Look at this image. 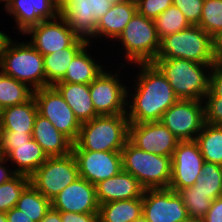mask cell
Instances as JSON below:
<instances>
[{"label":"cell","mask_w":222,"mask_h":222,"mask_svg":"<svg viewBox=\"0 0 222 222\" xmlns=\"http://www.w3.org/2000/svg\"><path fill=\"white\" fill-rule=\"evenodd\" d=\"M55 9L59 12V14L67 8L74 0H51Z\"/></svg>","instance_id":"cell-48"},{"label":"cell","mask_w":222,"mask_h":222,"mask_svg":"<svg viewBox=\"0 0 222 222\" xmlns=\"http://www.w3.org/2000/svg\"><path fill=\"white\" fill-rule=\"evenodd\" d=\"M30 184V177L16 174L9 181L0 185V211L8 212L16 207L23 190Z\"/></svg>","instance_id":"cell-34"},{"label":"cell","mask_w":222,"mask_h":222,"mask_svg":"<svg viewBox=\"0 0 222 222\" xmlns=\"http://www.w3.org/2000/svg\"><path fill=\"white\" fill-rule=\"evenodd\" d=\"M205 96L222 97V68L216 63L213 65L210 74L209 91Z\"/></svg>","instance_id":"cell-41"},{"label":"cell","mask_w":222,"mask_h":222,"mask_svg":"<svg viewBox=\"0 0 222 222\" xmlns=\"http://www.w3.org/2000/svg\"><path fill=\"white\" fill-rule=\"evenodd\" d=\"M107 1H109L111 4H120L127 1H135V0H107Z\"/></svg>","instance_id":"cell-51"},{"label":"cell","mask_w":222,"mask_h":222,"mask_svg":"<svg viewBox=\"0 0 222 222\" xmlns=\"http://www.w3.org/2000/svg\"><path fill=\"white\" fill-rule=\"evenodd\" d=\"M195 141L205 162L222 166V125L205 123Z\"/></svg>","instance_id":"cell-29"},{"label":"cell","mask_w":222,"mask_h":222,"mask_svg":"<svg viewBox=\"0 0 222 222\" xmlns=\"http://www.w3.org/2000/svg\"><path fill=\"white\" fill-rule=\"evenodd\" d=\"M128 140L137 148L172 157L179 139L160 121L130 123Z\"/></svg>","instance_id":"cell-15"},{"label":"cell","mask_w":222,"mask_h":222,"mask_svg":"<svg viewBox=\"0 0 222 222\" xmlns=\"http://www.w3.org/2000/svg\"><path fill=\"white\" fill-rule=\"evenodd\" d=\"M24 34H30L28 42L43 56L70 47L79 38L60 14L30 27Z\"/></svg>","instance_id":"cell-14"},{"label":"cell","mask_w":222,"mask_h":222,"mask_svg":"<svg viewBox=\"0 0 222 222\" xmlns=\"http://www.w3.org/2000/svg\"><path fill=\"white\" fill-rule=\"evenodd\" d=\"M88 43V41L78 38L70 47L43 56L46 87L54 86L57 82H60L64 78L66 70L72 59Z\"/></svg>","instance_id":"cell-26"},{"label":"cell","mask_w":222,"mask_h":222,"mask_svg":"<svg viewBox=\"0 0 222 222\" xmlns=\"http://www.w3.org/2000/svg\"><path fill=\"white\" fill-rule=\"evenodd\" d=\"M5 163L9 162L5 158L0 157V185L16 175L12 168L10 169L9 166H5Z\"/></svg>","instance_id":"cell-45"},{"label":"cell","mask_w":222,"mask_h":222,"mask_svg":"<svg viewBox=\"0 0 222 222\" xmlns=\"http://www.w3.org/2000/svg\"><path fill=\"white\" fill-rule=\"evenodd\" d=\"M184 222H203L202 220H199V219H188Z\"/></svg>","instance_id":"cell-54"},{"label":"cell","mask_w":222,"mask_h":222,"mask_svg":"<svg viewBox=\"0 0 222 222\" xmlns=\"http://www.w3.org/2000/svg\"><path fill=\"white\" fill-rule=\"evenodd\" d=\"M5 13L13 17L15 28L23 36L30 27L59 15L51 0H12Z\"/></svg>","instance_id":"cell-19"},{"label":"cell","mask_w":222,"mask_h":222,"mask_svg":"<svg viewBox=\"0 0 222 222\" xmlns=\"http://www.w3.org/2000/svg\"><path fill=\"white\" fill-rule=\"evenodd\" d=\"M78 177V164L71 152L65 156L49 157L30 176V183L51 201Z\"/></svg>","instance_id":"cell-8"},{"label":"cell","mask_w":222,"mask_h":222,"mask_svg":"<svg viewBox=\"0 0 222 222\" xmlns=\"http://www.w3.org/2000/svg\"><path fill=\"white\" fill-rule=\"evenodd\" d=\"M205 123L222 125V97L205 96L203 99Z\"/></svg>","instance_id":"cell-39"},{"label":"cell","mask_w":222,"mask_h":222,"mask_svg":"<svg viewBox=\"0 0 222 222\" xmlns=\"http://www.w3.org/2000/svg\"><path fill=\"white\" fill-rule=\"evenodd\" d=\"M38 114L47 118L54 127L73 143L77 140L81 123L54 86L33 91Z\"/></svg>","instance_id":"cell-10"},{"label":"cell","mask_w":222,"mask_h":222,"mask_svg":"<svg viewBox=\"0 0 222 222\" xmlns=\"http://www.w3.org/2000/svg\"><path fill=\"white\" fill-rule=\"evenodd\" d=\"M0 222H7L6 213L0 211Z\"/></svg>","instance_id":"cell-53"},{"label":"cell","mask_w":222,"mask_h":222,"mask_svg":"<svg viewBox=\"0 0 222 222\" xmlns=\"http://www.w3.org/2000/svg\"><path fill=\"white\" fill-rule=\"evenodd\" d=\"M178 195L182 198L189 219L202 220L205 214L209 211L212 199L209 194L202 192H191L188 188L179 189Z\"/></svg>","instance_id":"cell-35"},{"label":"cell","mask_w":222,"mask_h":222,"mask_svg":"<svg viewBox=\"0 0 222 222\" xmlns=\"http://www.w3.org/2000/svg\"><path fill=\"white\" fill-rule=\"evenodd\" d=\"M160 122L180 141L195 140L205 124L204 102L179 99L164 112Z\"/></svg>","instance_id":"cell-11"},{"label":"cell","mask_w":222,"mask_h":222,"mask_svg":"<svg viewBox=\"0 0 222 222\" xmlns=\"http://www.w3.org/2000/svg\"><path fill=\"white\" fill-rule=\"evenodd\" d=\"M198 26L212 38L222 31V0H204Z\"/></svg>","instance_id":"cell-36"},{"label":"cell","mask_w":222,"mask_h":222,"mask_svg":"<svg viewBox=\"0 0 222 222\" xmlns=\"http://www.w3.org/2000/svg\"><path fill=\"white\" fill-rule=\"evenodd\" d=\"M51 207L60 212L98 213L96 187L78 177L51 200Z\"/></svg>","instance_id":"cell-18"},{"label":"cell","mask_w":222,"mask_h":222,"mask_svg":"<svg viewBox=\"0 0 222 222\" xmlns=\"http://www.w3.org/2000/svg\"><path fill=\"white\" fill-rule=\"evenodd\" d=\"M203 222H222V196L214 199L209 211L202 219Z\"/></svg>","instance_id":"cell-43"},{"label":"cell","mask_w":222,"mask_h":222,"mask_svg":"<svg viewBox=\"0 0 222 222\" xmlns=\"http://www.w3.org/2000/svg\"><path fill=\"white\" fill-rule=\"evenodd\" d=\"M1 113H2V109L0 108V120H1Z\"/></svg>","instance_id":"cell-57"},{"label":"cell","mask_w":222,"mask_h":222,"mask_svg":"<svg viewBox=\"0 0 222 222\" xmlns=\"http://www.w3.org/2000/svg\"><path fill=\"white\" fill-rule=\"evenodd\" d=\"M204 158L195 140L179 141L171 157V181L169 189L191 187L201 174Z\"/></svg>","instance_id":"cell-13"},{"label":"cell","mask_w":222,"mask_h":222,"mask_svg":"<svg viewBox=\"0 0 222 222\" xmlns=\"http://www.w3.org/2000/svg\"><path fill=\"white\" fill-rule=\"evenodd\" d=\"M32 138V133H16L14 131H1L0 151L8 145H21Z\"/></svg>","instance_id":"cell-40"},{"label":"cell","mask_w":222,"mask_h":222,"mask_svg":"<svg viewBox=\"0 0 222 222\" xmlns=\"http://www.w3.org/2000/svg\"><path fill=\"white\" fill-rule=\"evenodd\" d=\"M213 50L216 57L222 52V31L213 37Z\"/></svg>","instance_id":"cell-47"},{"label":"cell","mask_w":222,"mask_h":222,"mask_svg":"<svg viewBox=\"0 0 222 222\" xmlns=\"http://www.w3.org/2000/svg\"><path fill=\"white\" fill-rule=\"evenodd\" d=\"M33 96V90L13 77L3 74L0 77V108L27 102Z\"/></svg>","instance_id":"cell-32"},{"label":"cell","mask_w":222,"mask_h":222,"mask_svg":"<svg viewBox=\"0 0 222 222\" xmlns=\"http://www.w3.org/2000/svg\"><path fill=\"white\" fill-rule=\"evenodd\" d=\"M123 170L146 189H166L171 181V157L145 152L129 140L121 150Z\"/></svg>","instance_id":"cell-6"},{"label":"cell","mask_w":222,"mask_h":222,"mask_svg":"<svg viewBox=\"0 0 222 222\" xmlns=\"http://www.w3.org/2000/svg\"><path fill=\"white\" fill-rule=\"evenodd\" d=\"M62 222H99L98 213L60 212Z\"/></svg>","instance_id":"cell-42"},{"label":"cell","mask_w":222,"mask_h":222,"mask_svg":"<svg viewBox=\"0 0 222 222\" xmlns=\"http://www.w3.org/2000/svg\"><path fill=\"white\" fill-rule=\"evenodd\" d=\"M9 39L2 53L3 73L26 84L33 91L46 87L43 55L28 41Z\"/></svg>","instance_id":"cell-4"},{"label":"cell","mask_w":222,"mask_h":222,"mask_svg":"<svg viewBox=\"0 0 222 222\" xmlns=\"http://www.w3.org/2000/svg\"><path fill=\"white\" fill-rule=\"evenodd\" d=\"M95 187L99 205L117 200L142 198L145 190L133 175L124 170L97 183Z\"/></svg>","instance_id":"cell-20"},{"label":"cell","mask_w":222,"mask_h":222,"mask_svg":"<svg viewBox=\"0 0 222 222\" xmlns=\"http://www.w3.org/2000/svg\"><path fill=\"white\" fill-rule=\"evenodd\" d=\"M12 0H0V3H4V10H6L11 4Z\"/></svg>","instance_id":"cell-52"},{"label":"cell","mask_w":222,"mask_h":222,"mask_svg":"<svg viewBox=\"0 0 222 222\" xmlns=\"http://www.w3.org/2000/svg\"><path fill=\"white\" fill-rule=\"evenodd\" d=\"M79 177L93 185L117 175L123 170L121 151L72 150Z\"/></svg>","instance_id":"cell-16"},{"label":"cell","mask_w":222,"mask_h":222,"mask_svg":"<svg viewBox=\"0 0 222 222\" xmlns=\"http://www.w3.org/2000/svg\"><path fill=\"white\" fill-rule=\"evenodd\" d=\"M152 63L165 76L178 99L203 101L209 91L214 64L180 58L155 59Z\"/></svg>","instance_id":"cell-2"},{"label":"cell","mask_w":222,"mask_h":222,"mask_svg":"<svg viewBox=\"0 0 222 222\" xmlns=\"http://www.w3.org/2000/svg\"><path fill=\"white\" fill-rule=\"evenodd\" d=\"M0 157L12 162L16 174L31 176L49 157L43 148L31 138L21 145H8ZM14 165V166H13Z\"/></svg>","instance_id":"cell-21"},{"label":"cell","mask_w":222,"mask_h":222,"mask_svg":"<svg viewBox=\"0 0 222 222\" xmlns=\"http://www.w3.org/2000/svg\"><path fill=\"white\" fill-rule=\"evenodd\" d=\"M135 2L137 12L152 20L173 5V0H135Z\"/></svg>","instance_id":"cell-38"},{"label":"cell","mask_w":222,"mask_h":222,"mask_svg":"<svg viewBox=\"0 0 222 222\" xmlns=\"http://www.w3.org/2000/svg\"><path fill=\"white\" fill-rule=\"evenodd\" d=\"M16 207L30 219L40 222L51 207V201L31 183L23 190Z\"/></svg>","instance_id":"cell-30"},{"label":"cell","mask_w":222,"mask_h":222,"mask_svg":"<svg viewBox=\"0 0 222 222\" xmlns=\"http://www.w3.org/2000/svg\"><path fill=\"white\" fill-rule=\"evenodd\" d=\"M111 7L112 4L107 0H74L60 15L79 38L90 43L94 39L97 21Z\"/></svg>","instance_id":"cell-17"},{"label":"cell","mask_w":222,"mask_h":222,"mask_svg":"<svg viewBox=\"0 0 222 222\" xmlns=\"http://www.w3.org/2000/svg\"><path fill=\"white\" fill-rule=\"evenodd\" d=\"M10 38L11 36L9 37L8 34H6L3 31H0V61H1L2 53L4 51L5 45L7 44Z\"/></svg>","instance_id":"cell-49"},{"label":"cell","mask_w":222,"mask_h":222,"mask_svg":"<svg viewBox=\"0 0 222 222\" xmlns=\"http://www.w3.org/2000/svg\"><path fill=\"white\" fill-rule=\"evenodd\" d=\"M40 222H62L61 213L60 211L50 207Z\"/></svg>","instance_id":"cell-46"},{"label":"cell","mask_w":222,"mask_h":222,"mask_svg":"<svg viewBox=\"0 0 222 222\" xmlns=\"http://www.w3.org/2000/svg\"><path fill=\"white\" fill-rule=\"evenodd\" d=\"M32 138L48 157L65 156L72 152L73 142L40 114L36 115Z\"/></svg>","instance_id":"cell-22"},{"label":"cell","mask_w":222,"mask_h":222,"mask_svg":"<svg viewBox=\"0 0 222 222\" xmlns=\"http://www.w3.org/2000/svg\"><path fill=\"white\" fill-rule=\"evenodd\" d=\"M159 39L180 32L191 26L184 14L174 5L168 7L164 12L154 19Z\"/></svg>","instance_id":"cell-33"},{"label":"cell","mask_w":222,"mask_h":222,"mask_svg":"<svg viewBox=\"0 0 222 222\" xmlns=\"http://www.w3.org/2000/svg\"><path fill=\"white\" fill-rule=\"evenodd\" d=\"M116 42L122 47L124 60L127 64L152 63L160 49L155 22L138 12L125 26Z\"/></svg>","instance_id":"cell-7"},{"label":"cell","mask_w":222,"mask_h":222,"mask_svg":"<svg viewBox=\"0 0 222 222\" xmlns=\"http://www.w3.org/2000/svg\"><path fill=\"white\" fill-rule=\"evenodd\" d=\"M7 222H35L27 215L20 211L17 207L10 209L6 212Z\"/></svg>","instance_id":"cell-44"},{"label":"cell","mask_w":222,"mask_h":222,"mask_svg":"<svg viewBox=\"0 0 222 222\" xmlns=\"http://www.w3.org/2000/svg\"><path fill=\"white\" fill-rule=\"evenodd\" d=\"M3 74H4V73H3L2 67H1V65H0V77H1Z\"/></svg>","instance_id":"cell-56"},{"label":"cell","mask_w":222,"mask_h":222,"mask_svg":"<svg viewBox=\"0 0 222 222\" xmlns=\"http://www.w3.org/2000/svg\"><path fill=\"white\" fill-rule=\"evenodd\" d=\"M37 114V105L33 96L27 102L4 108L0 120L1 131L33 133Z\"/></svg>","instance_id":"cell-25"},{"label":"cell","mask_w":222,"mask_h":222,"mask_svg":"<svg viewBox=\"0 0 222 222\" xmlns=\"http://www.w3.org/2000/svg\"><path fill=\"white\" fill-rule=\"evenodd\" d=\"M91 43H88L70 62L64 78L60 82L90 84L105 69L90 54ZM90 47V48H89ZM89 51V52H88ZM97 61V62H96Z\"/></svg>","instance_id":"cell-27"},{"label":"cell","mask_w":222,"mask_h":222,"mask_svg":"<svg viewBox=\"0 0 222 222\" xmlns=\"http://www.w3.org/2000/svg\"><path fill=\"white\" fill-rule=\"evenodd\" d=\"M142 217V198L117 200L99 205V222H134Z\"/></svg>","instance_id":"cell-28"},{"label":"cell","mask_w":222,"mask_h":222,"mask_svg":"<svg viewBox=\"0 0 222 222\" xmlns=\"http://www.w3.org/2000/svg\"><path fill=\"white\" fill-rule=\"evenodd\" d=\"M134 222H147L146 219L144 217L140 218L139 220H136Z\"/></svg>","instance_id":"cell-55"},{"label":"cell","mask_w":222,"mask_h":222,"mask_svg":"<svg viewBox=\"0 0 222 222\" xmlns=\"http://www.w3.org/2000/svg\"><path fill=\"white\" fill-rule=\"evenodd\" d=\"M133 88L127 87V118L129 123L160 121L179 99L162 72L153 63H137ZM130 88V89H129ZM133 92V93H130ZM129 99V100H128Z\"/></svg>","instance_id":"cell-1"},{"label":"cell","mask_w":222,"mask_h":222,"mask_svg":"<svg viewBox=\"0 0 222 222\" xmlns=\"http://www.w3.org/2000/svg\"><path fill=\"white\" fill-rule=\"evenodd\" d=\"M216 64L222 68V52L216 57Z\"/></svg>","instance_id":"cell-50"},{"label":"cell","mask_w":222,"mask_h":222,"mask_svg":"<svg viewBox=\"0 0 222 222\" xmlns=\"http://www.w3.org/2000/svg\"><path fill=\"white\" fill-rule=\"evenodd\" d=\"M54 87L63 96L80 123L98 116L90 97L88 84L57 82Z\"/></svg>","instance_id":"cell-24"},{"label":"cell","mask_w":222,"mask_h":222,"mask_svg":"<svg viewBox=\"0 0 222 222\" xmlns=\"http://www.w3.org/2000/svg\"><path fill=\"white\" fill-rule=\"evenodd\" d=\"M191 192H202L209 194L214 200L222 196V166L204 162L201 174L193 186L187 187Z\"/></svg>","instance_id":"cell-31"},{"label":"cell","mask_w":222,"mask_h":222,"mask_svg":"<svg viewBox=\"0 0 222 222\" xmlns=\"http://www.w3.org/2000/svg\"><path fill=\"white\" fill-rule=\"evenodd\" d=\"M136 12L135 1L112 4L111 9L97 21L94 38L102 39L103 37L104 40L116 41Z\"/></svg>","instance_id":"cell-23"},{"label":"cell","mask_w":222,"mask_h":222,"mask_svg":"<svg viewBox=\"0 0 222 222\" xmlns=\"http://www.w3.org/2000/svg\"><path fill=\"white\" fill-rule=\"evenodd\" d=\"M127 114L98 115L81 123L72 150L121 151L129 138Z\"/></svg>","instance_id":"cell-3"},{"label":"cell","mask_w":222,"mask_h":222,"mask_svg":"<svg viewBox=\"0 0 222 222\" xmlns=\"http://www.w3.org/2000/svg\"><path fill=\"white\" fill-rule=\"evenodd\" d=\"M142 205L147 222H184L189 219L182 198L169 188L144 190Z\"/></svg>","instance_id":"cell-12"},{"label":"cell","mask_w":222,"mask_h":222,"mask_svg":"<svg viewBox=\"0 0 222 222\" xmlns=\"http://www.w3.org/2000/svg\"><path fill=\"white\" fill-rule=\"evenodd\" d=\"M204 0H173L177 7L191 25H198L202 15Z\"/></svg>","instance_id":"cell-37"},{"label":"cell","mask_w":222,"mask_h":222,"mask_svg":"<svg viewBox=\"0 0 222 222\" xmlns=\"http://www.w3.org/2000/svg\"><path fill=\"white\" fill-rule=\"evenodd\" d=\"M173 58L215 64L213 38L198 25H191L187 29L162 38L156 59Z\"/></svg>","instance_id":"cell-5"},{"label":"cell","mask_w":222,"mask_h":222,"mask_svg":"<svg viewBox=\"0 0 222 222\" xmlns=\"http://www.w3.org/2000/svg\"><path fill=\"white\" fill-rule=\"evenodd\" d=\"M107 71L89 84L90 97L98 115H118L127 113V84L124 85L119 71ZM120 79V80H119Z\"/></svg>","instance_id":"cell-9"}]
</instances>
